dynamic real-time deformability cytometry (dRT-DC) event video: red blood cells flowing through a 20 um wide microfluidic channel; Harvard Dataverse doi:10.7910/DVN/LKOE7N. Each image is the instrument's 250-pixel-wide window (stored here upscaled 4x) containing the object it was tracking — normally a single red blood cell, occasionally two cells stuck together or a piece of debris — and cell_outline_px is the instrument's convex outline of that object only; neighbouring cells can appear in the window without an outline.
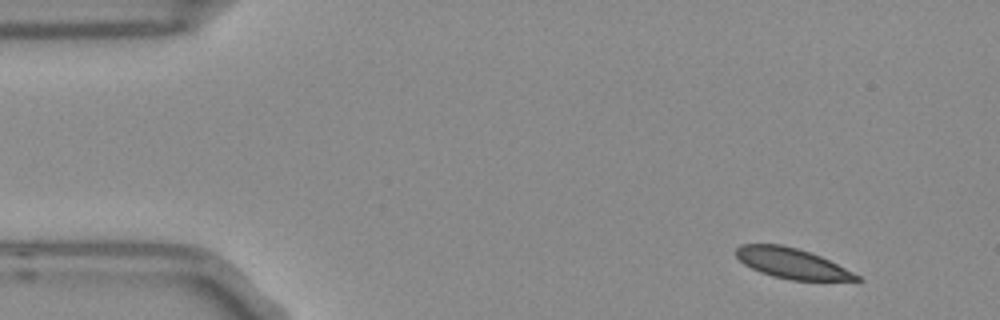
{"species": "Egyptian fruit bat (a non-hibernating species)", "species_latin": "Rousettus aegyptiacus", "temperature_condition": "room temperature", "stored_images_in_passage": 3, "camera_frame_rate_fps": 3000, "um_per_image_px": 0.085, "frame": {"image": 1, "passage_image": 1, "time_ms": 0.0, "image_size_px": [1000, 320], "cell_outline_px": [[864, 280], [792, 280], [772, 276], [760, 272], [744, 264], [736, 256], [736, 248], [740, 244], [780, 244], [796, 248], [820, 256], [860, 276]], "centroid_in_image_um": [67.26, 22.38], "position_along_channel_um": 17.7, "area_um2": 20.92}}